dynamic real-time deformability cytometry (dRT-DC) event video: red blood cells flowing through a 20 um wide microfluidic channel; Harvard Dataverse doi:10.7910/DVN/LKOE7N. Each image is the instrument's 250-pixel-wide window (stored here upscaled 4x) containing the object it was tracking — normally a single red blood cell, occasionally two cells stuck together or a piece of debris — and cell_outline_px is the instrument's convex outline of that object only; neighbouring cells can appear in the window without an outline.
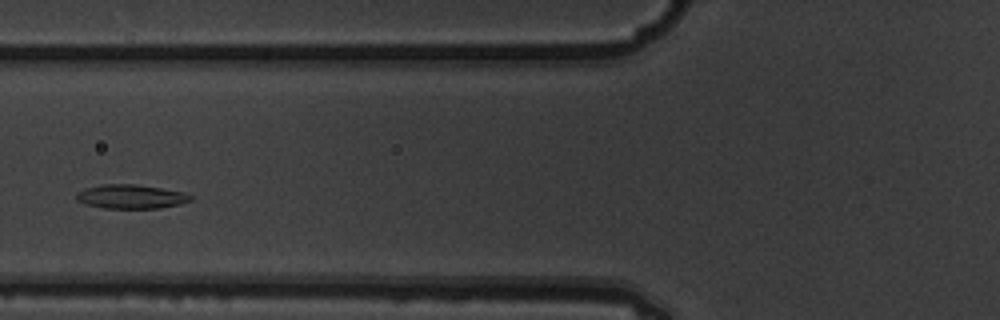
{"species": "common noctule bat (a hibernating species)", "species_latin": "Nyctalus noctula", "temperature_condition": "warm", "stored_images_in_passage": 6, "camera_frame_rate_fps": 3000, "um_per_image_px": 0.085, "animal": {"sex": "male", "body_mass_g": 19.5, "forearm_length_mm": 54.6}, "frame": {"image": 1, "passage_image": 4, "time_ms": 1.0, "image_size_px": [1000, 320], "cell_outline_px": [[192, 200], [180, 204], [160, 208], [104, 208], [84, 204], [76, 200], [76, 192], [84, 188], [104, 184], [136, 184], [184, 192], [192, 196]], "centroid_in_image_um": [11.1, 16.71], "position_along_channel_um": 114.7, "area_um2": 16.07}}
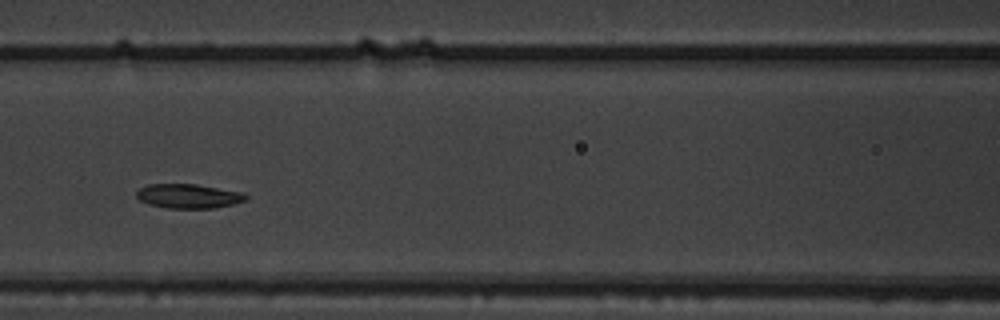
{"frame": {"image": 2, "passage_image": 5, "time_ms": 1.333, "image_size_px": [1000, 320], "cell_outline_px": [[248, 200], [232, 204], [212, 208], [168, 208], [148, 204], [140, 200], [136, 196], [136, 192], [140, 188], [148, 184], [196, 184], [244, 192], [248, 196]], "centroid_in_image_um": [16.04, 16.66], "position_along_channel_um": 150.6, "area_um2": 15.55}}
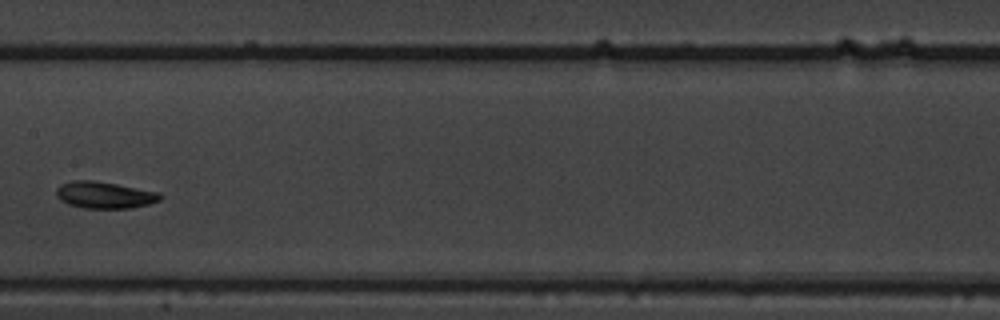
{"frame": {"image": 3, "passage_image": 6, "time_ms": 1.667, "image_size_px": [1000, 320], "cell_outline_px": [[164, 196], [160, 200], [148, 204], [132, 208], [84, 208], [68, 204], [60, 200], [56, 196], [56, 188], [60, 184], [72, 180], [92, 180], [116, 184], [160, 192]], "centroid_in_image_um": [8.88, 16.57], "position_along_channel_um": 198.5, "area_um2": 16.3}}